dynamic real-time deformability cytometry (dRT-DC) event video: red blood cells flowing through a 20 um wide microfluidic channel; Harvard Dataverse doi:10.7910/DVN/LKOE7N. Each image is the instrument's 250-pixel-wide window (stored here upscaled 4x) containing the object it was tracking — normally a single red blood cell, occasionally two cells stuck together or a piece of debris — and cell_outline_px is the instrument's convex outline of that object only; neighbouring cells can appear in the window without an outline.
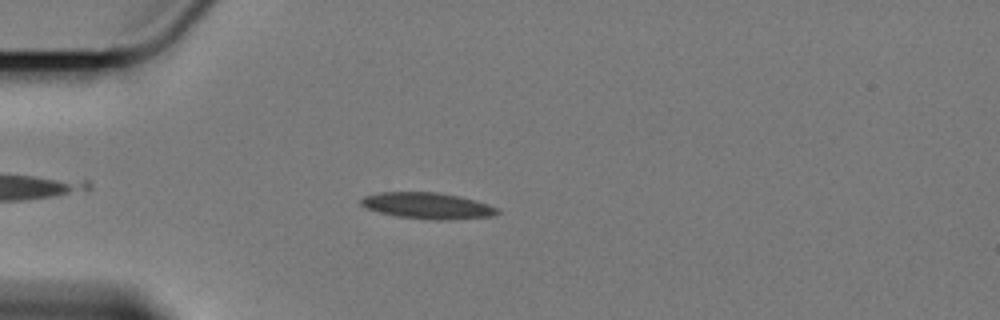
{"species": "Egyptian fruit bat (a non-hibernating species)", "species_latin": "Rousettus aegyptiacus", "temperature_condition": "cold", "stored_images_in_passage": 35, "camera_frame_rate_fps": 3000, "um_per_image_px": 0.085, "animal": {"sex": "female"}, "frame": {"image": 1, "passage_image": 8, "time_ms": 2.333, "image_size_px": [1000, 320], "cell_outline_px": [[500, 212], [488, 216], [444, 220], [436, 220], [396, 216], [380, 212], [368, 208], [360, 204], [360, 200], [364, 196], [380, 192], [436, 192], [460, 196], [488, 204], [496, 208]], "centroid_in_image_um": [36.3, 17.47], "position_along_channel_um": 48.7, "area_um2": 20.52}}
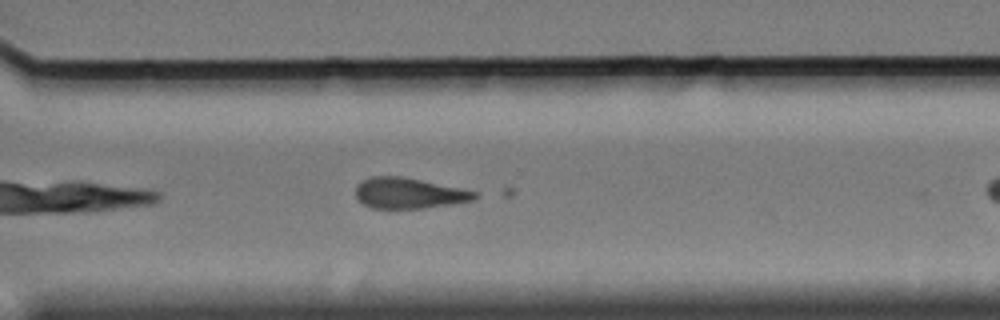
{"frame": {"image": 2, "passage_image": 30, "time_ms": 9.667, "image_size_px": [1000, 320], "cell_outline_px": [[480, 196], [476, 200], [452, 204], [424, 208], [372, 208], [364, 204], [356, 196], [356, 184], [368, 176], [400, 176], [460, 188], [476, 192]], "centroid_in_image_um": [34.76, 16.42], "position_along_channel_um": 335.8, "area_um2": 21.27}}